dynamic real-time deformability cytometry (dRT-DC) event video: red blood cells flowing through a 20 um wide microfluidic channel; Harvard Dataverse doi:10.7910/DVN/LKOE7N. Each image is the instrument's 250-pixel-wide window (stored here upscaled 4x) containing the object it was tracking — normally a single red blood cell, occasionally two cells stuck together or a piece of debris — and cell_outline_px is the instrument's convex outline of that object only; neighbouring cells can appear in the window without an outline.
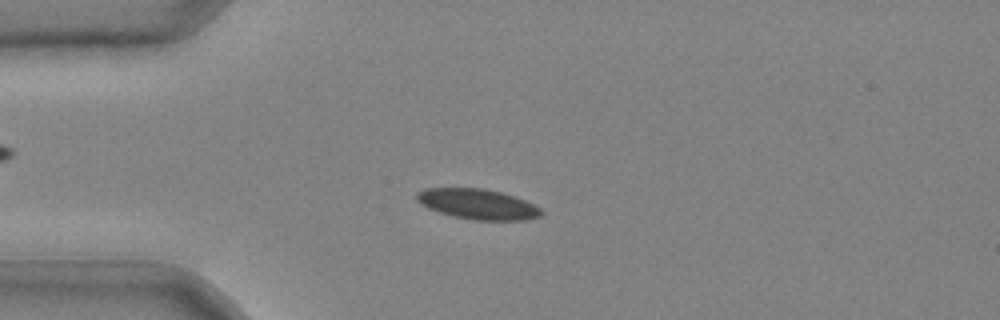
{"species": "common noctule bat (a hibernating species)", "species_latin": "Nyctalus noctula", "temperature_condition": "cold", "stored_images_in_passage": 41, "camera_frame_rate_fps": 3000, "um_per_image_px": 0.085, "animal": {"sex": "male", "body_mass_g": 20.4}, "frame": {"image": 1, "passage_image": 10, "time_ms": 3.0, "image_size_px": [1000, 320], "cell_outline_px": [[544, 212], [540, 216], [524, 220], [472, 220], [452, 216], [428, 208], [420, 204], [416, 200], [416, 192], [424, 188], [484, 188], [500, 192], [524, 200], [540, 208]], "centroid_in_image_um": [40.56, 17.35], "position_along_channel_um": 44.4, "area_um2": 21.96}}
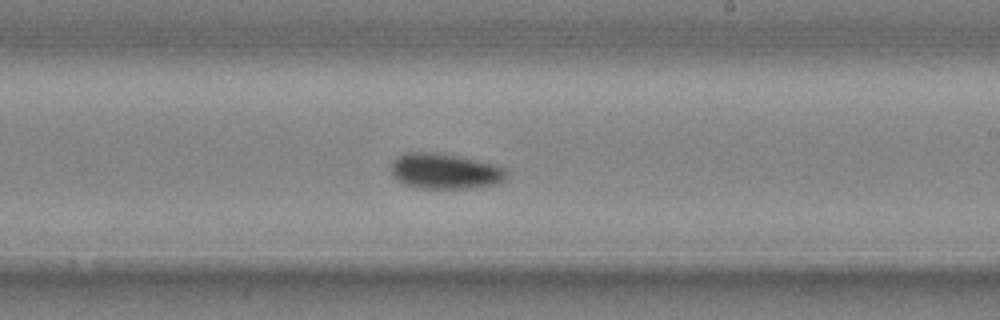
{"frame": {"image": 2, "passage_image": 25, "time_ms": 8.0, "image_size_px": [1000, 320], "cell_outline_px": [[504, 180], [500, 184], [468, 188], [416, 188], [404, 184], [396, 180], [392, 176], [392, 164], [396, 156], [404, 152], [432, 152], [456, 156], [492, 164], [504, 168]], "centroid_in_image_um": [37.75, 14.56], "position_along_channel_um": 251.3, "area_um2": 23.7}}
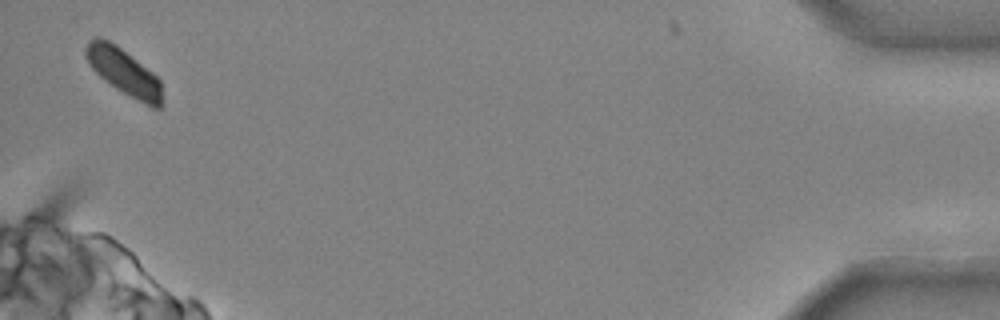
{"frame": {"image": 3, "passage_image": 41, "time_ms": 13.333, "image_size_px": [1000, 320], "cell_outline_px": [[160, 108], [152, 108], [136, 100], [116, 88], [100, 76], [88, 64], [84, 52], [84, 48], [88, 40], [96, 36], [100, 36], [116, 44], [152, 72], [160, 80]], "centroid_in_image_um": [10.47, 6.06], "position_along_channel_um": 424.7, "area_um2": 20.46}}